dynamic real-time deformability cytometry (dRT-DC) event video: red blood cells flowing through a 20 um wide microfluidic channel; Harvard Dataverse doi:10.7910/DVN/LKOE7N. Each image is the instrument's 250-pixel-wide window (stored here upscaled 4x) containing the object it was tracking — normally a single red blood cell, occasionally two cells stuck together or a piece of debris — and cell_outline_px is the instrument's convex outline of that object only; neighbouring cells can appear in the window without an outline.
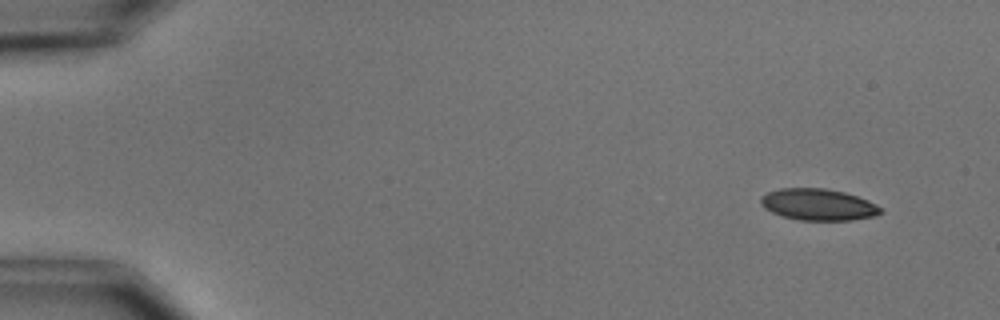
{"species": "common noctule bat (a hibernating species)", "species_latin": "Nyctalus noctula", "temperature_condition": "cold", "stored_images_in_passage": 7, "camera_frame_rate_fps": 3000, "um_per_image_px": 0.085, "animal": {"sex": "male", "body_mass_g": 15.6}, "frame": {"image": 1, "passage_image": 1, "time_ms": 0.0, "image_size_px": [1000, 320], "cell_outline_px": [[884, 212], [876, 216], [852, 220], [800, 220], [780, 216], [764, 208], [760, 204], [760, 196], [768, 192], [780, 188], [824, 188], [844, 192], [868, 200], [884, 208]], "centroid_in_image_um": [69.56, 17.39], "position_along_channel_um": 15.4, "area_um2": 22.31}}
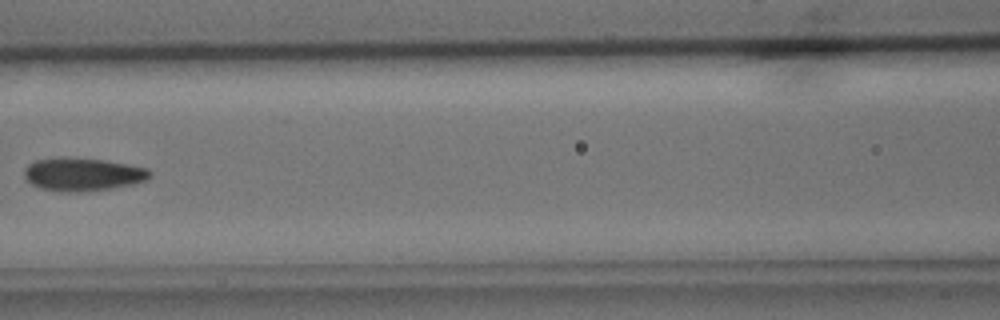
{"frame": {"image": 2, "passage_image": 7, "time_ms": 7.0, "image_size_px": [1000, 320], "cell_outline_px": [[152, 176], [144, 180], [132, 184], [108, 188], [76, 192], [60, 192], [40, 188], [24, 180], [24, 168], [28, 164], [36, 160], [60, 156], [68, 156], [104, 160], [128, 164], [148, 168], [152, 172]], "centroid_in_image_um": [6.98, 14.79], "position_along_channel_um": 159.6, "area_um2": 24.51}}